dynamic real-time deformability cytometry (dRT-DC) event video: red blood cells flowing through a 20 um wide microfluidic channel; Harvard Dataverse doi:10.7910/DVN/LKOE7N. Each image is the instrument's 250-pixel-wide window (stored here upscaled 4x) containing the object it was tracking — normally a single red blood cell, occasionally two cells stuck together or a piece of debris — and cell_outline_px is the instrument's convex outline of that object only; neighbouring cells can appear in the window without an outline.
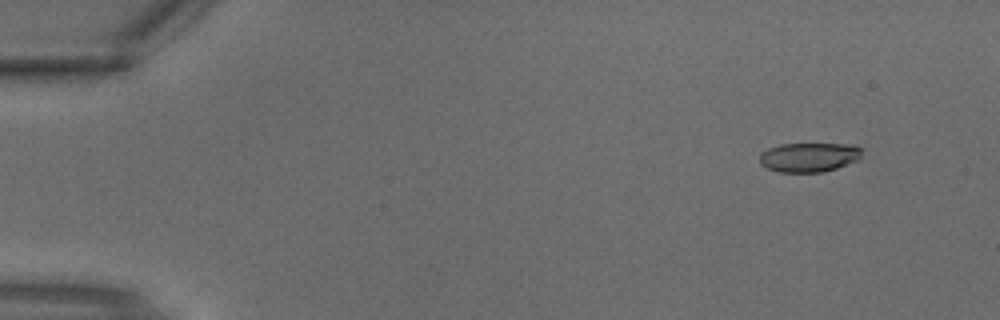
{"species": "common noctule bat (a hibernating species)", "species_latin": "Nyctalus noctula", "temperature_condition": "warm", "stored_images_in_passage": 4, "camera_frame_rate_fps": 3000, "um_per_image_px": 0.085, "animal": {"sex": "male", "body_mass_g": 18.8}, "frame": {"image": 1, "passage_image": 4, "time_ms": 1.0, "image_size_px": [1000, 320], "cell_outline_px": [[860, 156], [856, 160], [836, 168], [820, 172], [780, 172], [768, 168], [760, 164], [760, 152], [768, 148], [780, 144], [856, 144], [860, 148]], "centroid_in_image_um": [68.73, 13.35], "position_along_channel_um": 16.3, "area_um2": 17.34}}